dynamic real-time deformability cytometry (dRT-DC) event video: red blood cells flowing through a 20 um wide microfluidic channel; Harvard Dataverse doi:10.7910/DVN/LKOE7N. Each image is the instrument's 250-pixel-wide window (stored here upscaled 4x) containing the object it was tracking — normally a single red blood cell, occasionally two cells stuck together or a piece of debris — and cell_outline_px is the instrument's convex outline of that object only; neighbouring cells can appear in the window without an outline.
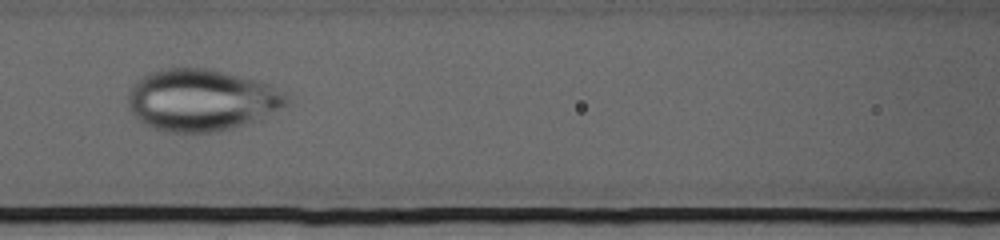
{"species": "human", "species_latin": "Homo sapiens", "temperature_condition": "cold", "stored_images_in_passage": 73, "camera_frame_rate_fps": 3000, "um_per_image_px": 0.085, "donor": {"sex": "female"}, "frame": {"image": 1, "passage_image": 33, "time_ms": 10.667, "image_size_px": [1000, 240], "cell_outline_px": [[296, 96], [288, 104], [260, 120], [232, 128], [212, 132], [168, 132], [152, 128], [144, 124], [132, 112], [128, 104], [128, 92], [136, 80], [152, 72], [164, 68], [204, 68], [224, 72], [256, 80], [268, 84]], "centroid_in_image_um": [17.18, 8.51], "position_along_channel_um": 149.4, "area_um2": 57.45}}
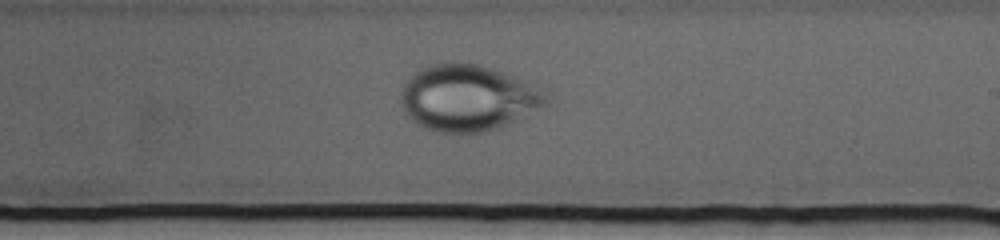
{"frame": {"image": 2, "passage_image": 44, "time_ms": 14.333, "image_size_px": [1000, 240], "cell_outline_px": [[548, 104], [496, 128], [484, 132], [436, 132], [424, 128], [416, 124], [404, 112], [400, 100], [400, 92], [404, 84], [412, 72], [420, 68], [432, 64], [456, 60], [480, 64], [504, 72], [536, 84], [548, 96]], "centroid_in_image_um": [39.72, 8.28], "position_along_channel_um": 249.3, "area_um2": 56.53}}
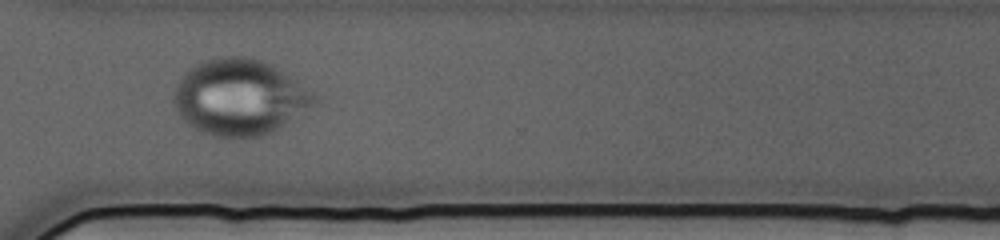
{"frame": {"image": 3, "passage_image": 55, "time_ms": 18.0, "image_size_px": [1000, 240], "cell_outline_px": [[320, 100], [316, 104], [280, 128], [264, 136], [244, 140], [228, 140], [212, 136], [200, 132], [192, 128], [180, 116], [172, 104], [172, 92], [176, 84], [184, 72], [188, 68], [204, 60], [216, 56], [252, 56], [272, 64], [320, 96]], "centroid_in_image_um": [20.35, 8.3], "position_along_channel_um": 350.2, "area_um2": 64.04}}